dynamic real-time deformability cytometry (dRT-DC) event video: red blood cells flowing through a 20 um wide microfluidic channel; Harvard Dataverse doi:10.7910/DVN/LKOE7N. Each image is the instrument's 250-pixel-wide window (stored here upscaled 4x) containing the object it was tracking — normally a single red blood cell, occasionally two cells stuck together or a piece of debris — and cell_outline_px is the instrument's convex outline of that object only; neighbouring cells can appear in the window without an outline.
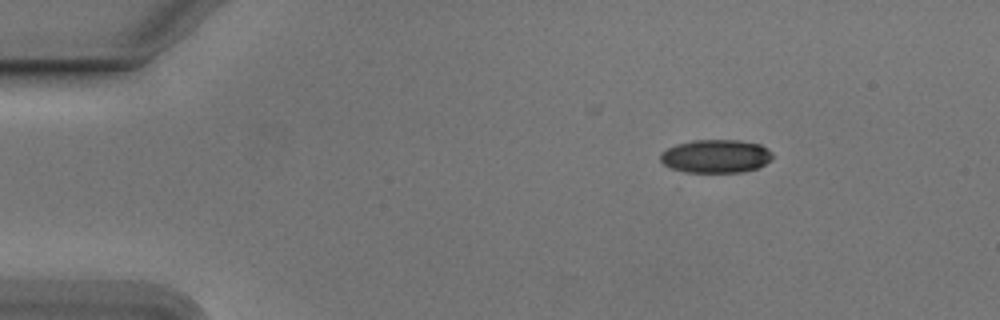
{"species": "Egyptian fruit bat (a non-hibernating species)", "species_latin": "Rousettus aegyptiacus", "temperature_condition": "cold", "stored_images_in_passage": 11, "camera_frame_rate_fps": 3000, "um_per_image_px": 0.085, "animal": {"sex": "male"}, "frame": {"image": 1, "passage_image": 1, "time_ms": 0.0, "image_size_px": [1000, 320], "cell_outline_px": [[772, 160], [756, 168], [744, 172], [684, 172], [672, 168], [664, 164], [660, 160], [660, 152], [676, 144], [692, 140], [740, 140], [760, 144], [768, 148], [772, 152]], "centroid_in_image_um": [60.85, 13.27], "position_along_channel_um": 24.1, "area_um2": 21.91}}
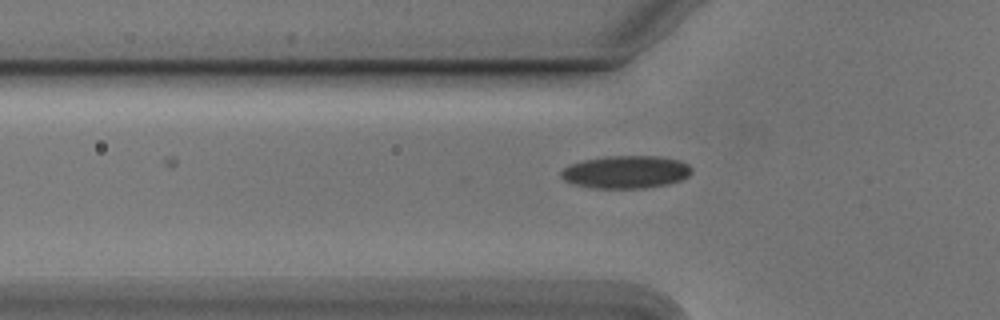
{"frame": {"image": 2, "passage_image": 11, "time_ms": 3.333, "image_size_px": [1000, 320], "cell_outline_px": [[692, 172], [688, 176], [680, 180], [668, 184], [644, 188], [592, 188], [572, 184], [564, 180], [560, 176], [560, 172], [564, 168], [572, 164], [584, 160], [604, 156], [656, 156], [680, 160], [688, 164], [692, 168]], "centroid_in_image_um": [53.2, 14.62], "position_along_channel_um": 72.6, "area_um2": 24.97}}